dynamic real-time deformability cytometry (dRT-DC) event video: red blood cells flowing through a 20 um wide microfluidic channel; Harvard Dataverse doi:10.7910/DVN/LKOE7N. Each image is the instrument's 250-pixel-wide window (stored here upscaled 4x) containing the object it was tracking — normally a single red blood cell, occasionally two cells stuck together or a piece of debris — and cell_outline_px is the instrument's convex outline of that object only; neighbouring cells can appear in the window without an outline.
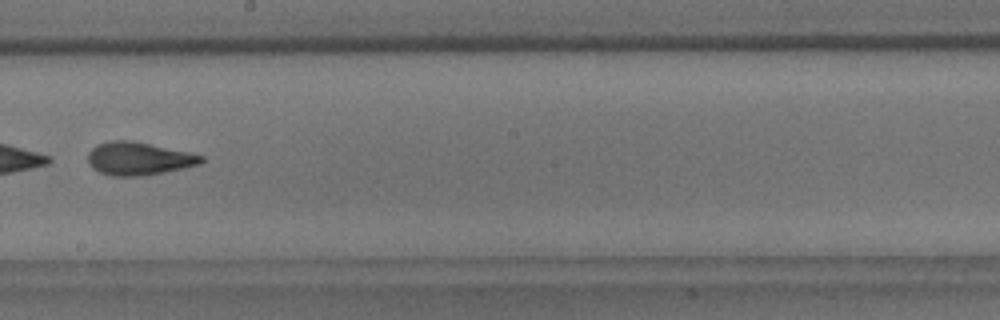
{"species": "common noctule bat (a hibernating species)", "species_latin": "Nyctalus noctula", "temperature_condition": "room temperature", "stored_images_in_passage": 5, "camera_frame_rate_fps": 3000, "um_per_image_px": 0.085, "animal": {"sex": "male", "body_mass_g": 18.8}, "frame": {"image": 1, "passage_image": 5, "time_ms": 4.667, "image_size_px": [1000, 320], "cell_outline_px": [[204, 160], [200, 164], [184, 168], [164, 172], [140, 176], [112, 176], [100, 172], [92, 168], [88, 164], [88, 152], [96, 144], [108, 140], [132, 140], [188, 152], [204, 156]], "centroid_in_image_um": [11.75, 13.47], "position_along_channel_um": 236.4, "area_um2": 21.91}}